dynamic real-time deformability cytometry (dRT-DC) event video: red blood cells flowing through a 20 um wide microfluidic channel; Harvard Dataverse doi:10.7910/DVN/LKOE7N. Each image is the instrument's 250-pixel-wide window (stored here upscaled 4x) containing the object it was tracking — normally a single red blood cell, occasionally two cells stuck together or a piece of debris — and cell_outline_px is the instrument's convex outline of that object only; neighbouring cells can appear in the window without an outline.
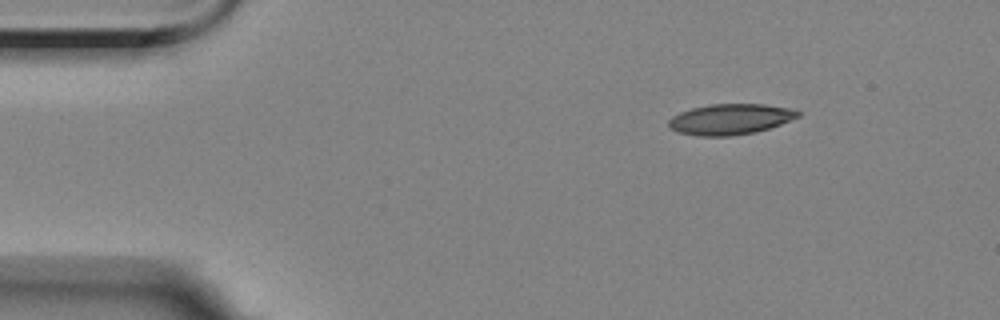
{"species": "Egyptian fruit bat (a non-hibernating species)", "species_latin": "Rousettus aegyptiacus", "temperature_condition": "room temperature", "stored_images_in_passage": 3, "camera_frame_rate_fps": 3000, "um_per_image_px": 0.085, "animal": {"sex": "female"}, "frame": {"image": 1, "passage_image": 1, "time_ms": 0.0, "image_size_px": [1000, 320], "cell_outline_px": [[800, 116], [780, 124], [756, 132], [732, 136], [700, 136], [676, 132], [668, 128], [668, 120], [672, 116], [680, 112], [692, 108], [708, 104], [764, 104], [788, 108], [800, 112]], "centroid_in_image_um": [62.02, 10.14], "position_along_channel_um": 23.0, "area_um2": 23.18}}